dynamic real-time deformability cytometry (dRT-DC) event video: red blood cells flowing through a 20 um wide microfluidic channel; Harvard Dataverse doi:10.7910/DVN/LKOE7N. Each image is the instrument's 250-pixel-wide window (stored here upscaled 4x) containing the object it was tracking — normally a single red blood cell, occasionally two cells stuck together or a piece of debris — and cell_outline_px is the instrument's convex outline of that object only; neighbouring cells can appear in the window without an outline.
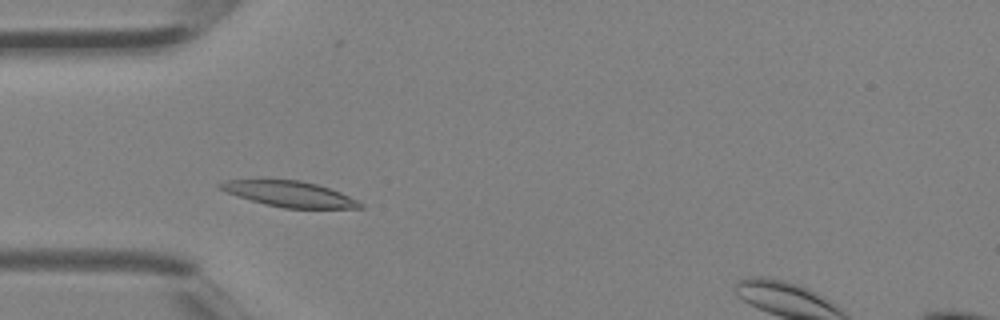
{"species": "Egyptian fruit bat (a non-hibernating species)", "species_latin": "Rousettus aegyptiacus", "temperature_condition": "room temperature", "stored_images_in_passage": 3, "camera_frame_rate_fps": 3000, "um_per_image_px": 0.085, "animal": {"sex": "female"}, "frame": {"image": 1, "passage_image": 3, "time_ms": 0.667, "image_size_px": [1000, 320], "cell_outline_px": [[364, 208], [284, 208], [264, 204], [216, 188], [216, 184], [228, 180], [300, 180], [316, 184], [340, 192], [364, 204]], "centroid_in_image_um": [24.61, 16.49], "position_along_channel_um": 60.4, "area_um2": 20.58}}